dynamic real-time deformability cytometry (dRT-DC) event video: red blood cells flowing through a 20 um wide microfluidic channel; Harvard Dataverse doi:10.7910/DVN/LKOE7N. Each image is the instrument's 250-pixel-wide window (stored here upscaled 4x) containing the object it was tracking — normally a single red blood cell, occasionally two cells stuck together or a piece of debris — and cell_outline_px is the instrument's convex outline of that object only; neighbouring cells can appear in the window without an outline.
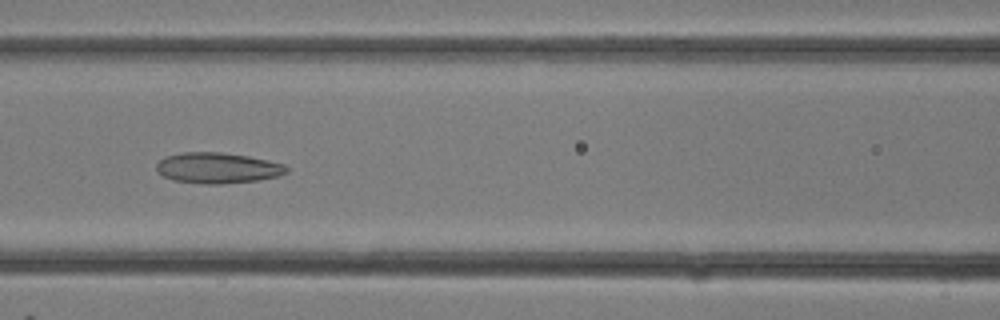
{"species": "common noctule bat (a hibernating species)", "species_latin": "Nyctalus noctula", "temperature_condition": "room temperature", "stored_images_in_passage": 31, "camera_frame_rate_fps": 3000, "um_per_image_px": 0.085, "animal": {"sex": "female"}, "frame": {"image": 1, "passage_image": 14, "time_ms": 4.333, "image_size_px": [1000, 320], "cell_outline_px": [[288, 172], [280, 176], [260, 180], [224, 184], [200, 184], [172, 180], [156, 172], [156, 164], [164, 156], [184, 152], [220, 152], [248, 156], [268, 160], [284, 164], [288, 168]], "centroid_in_image_um": [18.49, 14.28], "position_along_channel_um": 148.1, "area_um2": 23.64}}
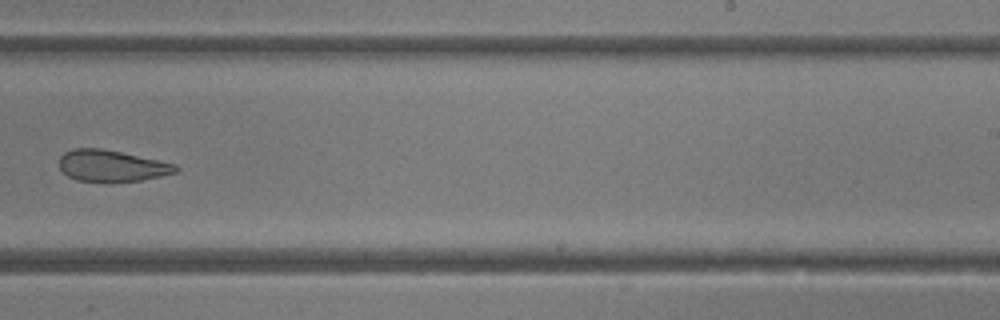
{"frame": {"image": 2, "passage_image": 20, "time_ms": 6.333, "image_size_px": [1000, 320], "cell_outline_px": [[180, 168], [176, 172], [160, 176], [140, 180], [108, 184], [76, 180], [68, 176], [60, 168], [60, 156], [64, 152], [72, 148], [100, 148], [120, 152], [176, 164]], "centroid_in_image_um": [9.46, 14.12], "position_along_channel_um": 279.5, "area_um2": 21.68}}
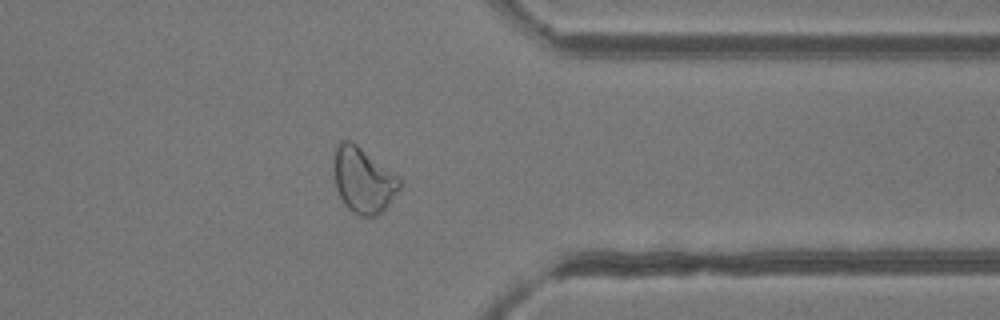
{"frame": {"image": 3, "passage_image": 25, "time_ms": 8.0, "image_size_px": [1000, 320], "cell_outline_px": [[400, 188], [388, 204], [376, 216], [360, 216], [352, 212], [344, 204], [336, 188], [332, 168], [332, 160], [336, 144], [340, 140], [352, 140], [400, 176]], "centroid_in_image_um": [30.84, 15.26], "position_along_channel_um": 380.6, "area_um2": 25.61}}